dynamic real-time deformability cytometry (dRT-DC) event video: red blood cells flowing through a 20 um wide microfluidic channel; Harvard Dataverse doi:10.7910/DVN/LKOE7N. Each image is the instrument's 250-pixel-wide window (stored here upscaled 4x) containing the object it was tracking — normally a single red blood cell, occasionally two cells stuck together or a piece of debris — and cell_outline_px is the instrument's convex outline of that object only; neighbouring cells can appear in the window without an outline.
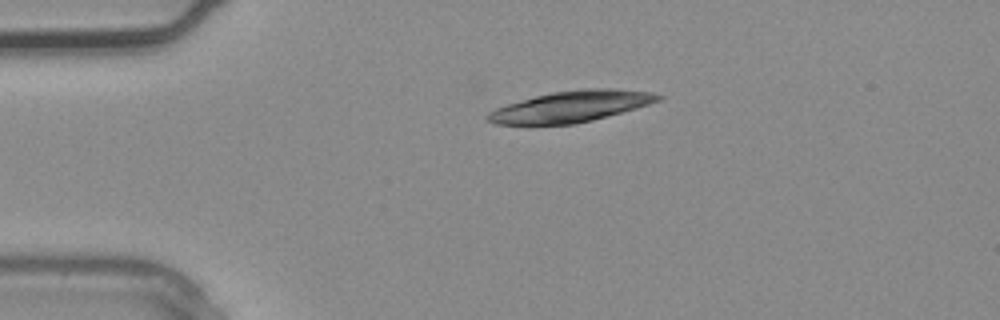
{"species": "common noctule bat (a hibernating species)", "species_latin": "Nyctalus noctula", "temperature_condition": "warm", "stored_images_in_passage": 1, "camera_frame_rate_fps": 3000, "um_per_image_px": 0.085, "animal": {"sex": "male", "body_mass_g": 20.4}, "frame": {"image": 1, "passage_image": 1, "time_ms": 0.0, "image_size_px": [1000, 320], "cell_outline_px": [[664, 96], [660, 100], [636, 108], [592, 120], [572, 124], [496, 124], [488, 120], [484, 116], [488, 112], [496, 108], [508, 104], [536, 96], [552, 92], [580, 88], [612, 88], [652, 92]], "centroid_in_image_um": [48.55, 9.04], "position_along_channel_um": 36.5, "area_um2": 30.63}}